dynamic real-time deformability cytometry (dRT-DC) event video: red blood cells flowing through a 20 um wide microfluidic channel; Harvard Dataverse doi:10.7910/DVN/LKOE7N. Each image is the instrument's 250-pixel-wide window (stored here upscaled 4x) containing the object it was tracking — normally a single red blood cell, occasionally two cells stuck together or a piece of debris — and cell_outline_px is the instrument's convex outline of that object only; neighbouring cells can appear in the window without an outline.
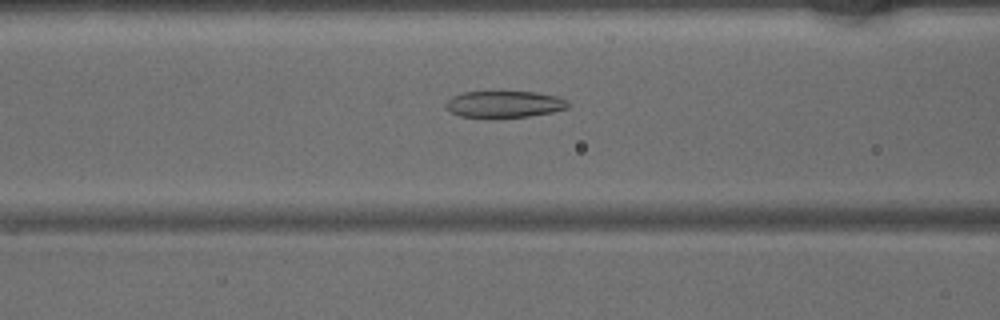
{"species": "common noctule bat (a hibernating species)", "species_latin": "Nyctalus noctula", "temperature_condition": "warm", "stored_images_in_passage": 47, "camera_frame_rate_fps": 3000, "um_per_image_px": 0.085, "animal": {"sex": "male", "body_mass_g": 15.6}, "frame": {"image": 1, "passage_image": 19, "time_ms": 6.0, "image_size_px": [1000, 320], "cell_outline_px": [[568, 108], [552, 112], [528, 116], [492, 120], [460, 116], [444, 108], [444, 104], [452, 96], [460, 92], [536, 92], [556, 96], [568, 100]], "centroid_in_image_um": [42.81, 8.89], "position_along_channel_um": 123.8, "area_um2": 19.59}}
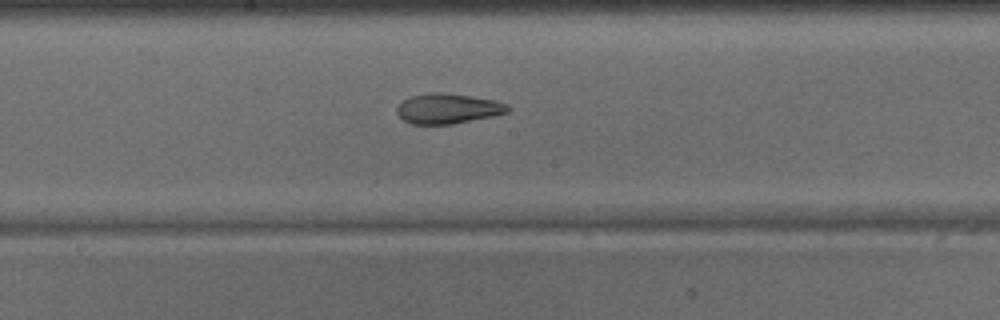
{"frame": {"image": 2, "passage_image": 25, "time_ms": 8.0, "image_size_px": [1000, 320], "cell_outline_px": [[512, 108], [508, 112], [492, 116], [452, 124], [412, 124], [404, 120], [396, 112], [396, 108], [404, 100], [412, 96], [428, 92], [444, 92], [496, 100], [508, 104]], "centroid_in_image_um": [38.09, 9.22], "position_along_channel_um": 210.1, "area_um2": 19.48}}
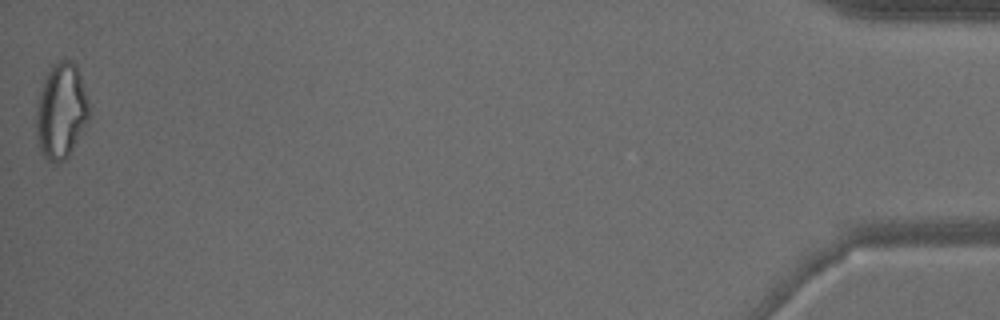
{"frame": {"image": 3, "passage_image": 47, "time_ms": 15.333, "image_size_px": [1000, 320], "cell_outline_px": [[88, 120], [68, 156], [64, 160], [56, 164], [52, 164], [44, 156], [40, 148], [36, 136], [36, 112], [40, 92], [44, 76], [52, 64], [60, 60], [72, 60], [76, 64], [88, 100]], "centroid_in_image_um": [5.17, 9.43], "position_along_channel_um": 430.0, "area_um2": 29.25}}